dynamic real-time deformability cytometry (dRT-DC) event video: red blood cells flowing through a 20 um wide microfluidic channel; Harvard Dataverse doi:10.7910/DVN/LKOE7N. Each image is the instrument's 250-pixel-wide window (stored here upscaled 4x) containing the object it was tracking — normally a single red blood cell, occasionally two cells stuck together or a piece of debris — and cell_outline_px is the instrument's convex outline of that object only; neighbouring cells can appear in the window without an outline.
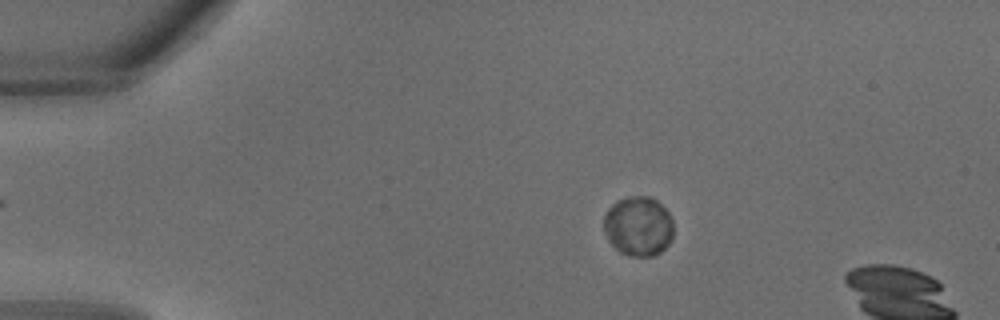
{"species": "common noctule bat (a hibernating species)", "species_latin": "Nyctalus noctula", "temperature_condition": "warm", "stored_images_in_passage": 10, "camera_frame_rate_fps": 3000, "um_per_image_px": 0.085, "animal": {"sex": "male", "body_mass_g": 18.8}, "frame": {"image": 1, "passage_image": 6, "time_ms": 1.667, "image_size_px": [1000, 320], "cell_outline_px": [[672, 240], [660, 252], [652, 256], [628, 256], [620, 252], [608, 240], [604, 228], [604, 216], [608, 208], [616, 200], [632, 196], [648, 196], [656, 200], [668, 212], [672, 220]], "centroid_in_image_um": [54.25, 19.22], "position_along_channel_um": 30.8, "area_um2": 24.16}}